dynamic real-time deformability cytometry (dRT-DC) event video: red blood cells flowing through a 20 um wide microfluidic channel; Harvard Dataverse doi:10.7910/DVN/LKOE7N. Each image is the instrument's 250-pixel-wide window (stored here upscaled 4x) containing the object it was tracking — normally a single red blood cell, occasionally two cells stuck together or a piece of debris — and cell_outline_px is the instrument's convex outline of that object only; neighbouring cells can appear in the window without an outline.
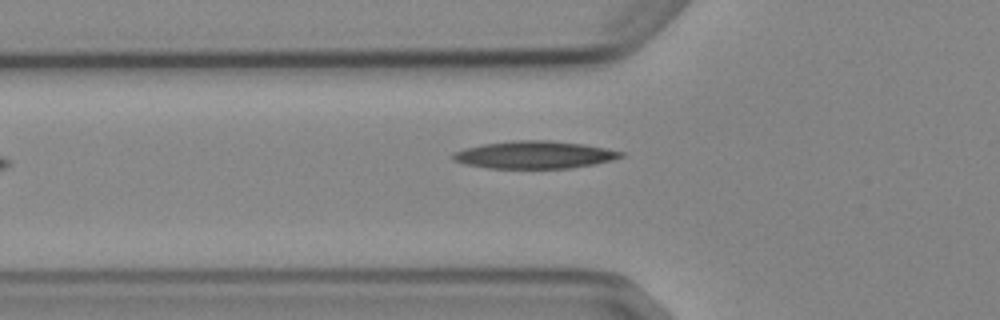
{"species": "Egyptian fruit bat (a non-hibernating species)", "species_latin": "Rousettus aegyptiacus", "temperature_condition": "cold", "stored_images_in_passage": 4, "camera_frame_rate_fps": 3000, "um_per_image_px": 0.085, "animal": {"sex": "female"}, "frame": {"image": 1, "passage_image": 4, "time_ms": 3.667, "image_size_px": [1000, 320], "cell_outline_px": [[624, 156], [612, 160], [572, 168], [488, 168], [464, 164], [452, 160], [448, 156], [452, 152], [464, 148], [484, 144], [512, 140], [548, 140], [584, 144], [624, 152]], "centroid_in_image_um": [45.36, 13.15], "position_along_channel_um": 80.4, "area_um2": 27.05}}